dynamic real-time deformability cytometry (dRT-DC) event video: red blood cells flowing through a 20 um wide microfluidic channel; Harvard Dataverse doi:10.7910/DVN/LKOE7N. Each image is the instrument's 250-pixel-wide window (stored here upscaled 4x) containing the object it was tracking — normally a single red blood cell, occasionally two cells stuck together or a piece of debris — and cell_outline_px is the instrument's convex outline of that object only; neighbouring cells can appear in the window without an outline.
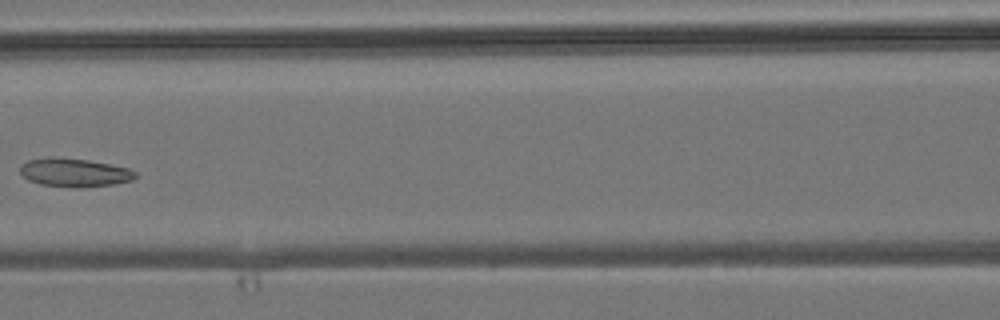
{"species": "common noctule bat (a hibernating species)", "species_latin": "Nyctalus noctula", "temperature_condition": "room temperature", "stored_images_in_passage": 6, "camera_frame_rate_fps": 3000, "um_per_image_px": 0.085, "animal": {"sex": "male", "body_mass_g": 19.2, "forearm_length_mm": 51.8}, "frame": {"image": 1, "passage_image": 5, "time_ms": 4.667, "image_size_px": [1000, 320], "cell_outline_px": [[136, 176], [132, 180], [112, 184], [76, 188], [40, 184], [28, 180], [20, 172], [20, 164], [28, 160], [48, 156], [52, 156], [88, 160], [128, 168], [136, 172]], "centroid_in_image_um": [6.27, 14.65], "position_along_channel_um": 160.3, "area_um2": 19.13}}
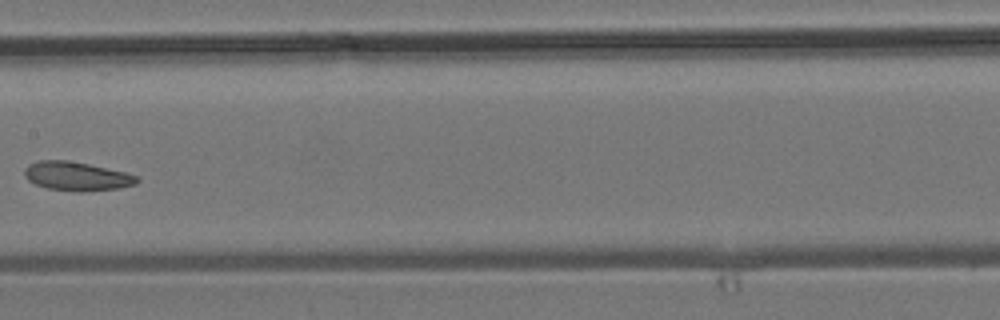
{"frame": {"image": 2, "passage_image": 6, "time_ms": 5.667, "image_size_px": [1000, 320], "cell_outline_px": [[140, 180], [136, 184], [120, 188], [80, 192], [48, 188], [36, 184], [28, 180], [24, 176], [24, 168], [28, 164], [40, 160], [68, 160], [88, 164], [124, 172], [140, 176]], "centroid_in_image_um": [6.53, 14.98], "position_along_channel_um": 200.9, "area_um2": 18.96}}